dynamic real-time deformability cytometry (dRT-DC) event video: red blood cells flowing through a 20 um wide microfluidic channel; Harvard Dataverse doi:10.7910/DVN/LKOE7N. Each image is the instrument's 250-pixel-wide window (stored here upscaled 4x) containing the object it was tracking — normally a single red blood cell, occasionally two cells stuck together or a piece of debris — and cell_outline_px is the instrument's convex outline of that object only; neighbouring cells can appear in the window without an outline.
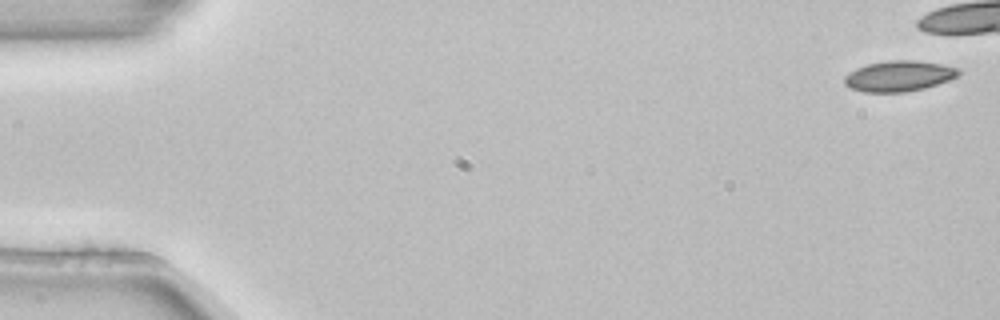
{"species": "common noctule bat (a hibernating species)", "species_latin": "Nyctalus noctula", "temperature_condition": "room temperature", "stored_images_in_passage": 6, "camera_frame_rate_fps": 3000, "um_per_image_px": 0.085, "animal": {"sex": "female", "body_mass_g": 22.7, "forearm_length_mm": 54.2}, "frame": {"image": 1, "passage_image": 1, "time_ms": 0.0, "image_size_px": [1000, 320], "cell_outline_px": [[960, 72], [956, 76], [948, 80], [924, 88], [904, 92], [864, 92], [852, 88], [844, 84], [844, 76], [848, 72], [856, 68], [868, 64], [888, 60], [916, 60], [940, 64], [960, 68]], "centroid_in_image_um": [76.38, 6.46], "position_along_channel_um": 8.6, "area_um2": 20.29}}